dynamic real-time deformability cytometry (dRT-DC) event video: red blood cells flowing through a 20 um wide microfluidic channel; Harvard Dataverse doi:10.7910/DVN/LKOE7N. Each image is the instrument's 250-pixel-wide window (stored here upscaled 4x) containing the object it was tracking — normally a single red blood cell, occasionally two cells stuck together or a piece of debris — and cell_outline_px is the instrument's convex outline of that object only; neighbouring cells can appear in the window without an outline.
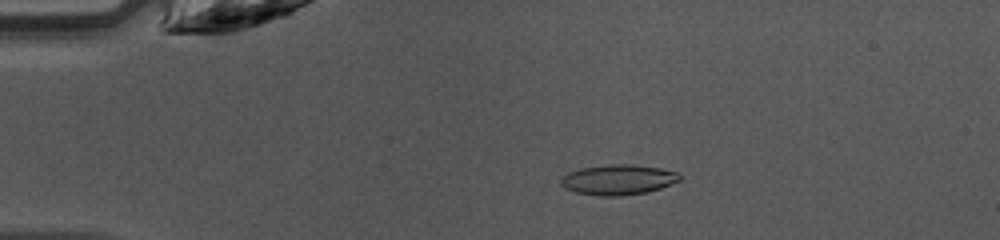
{"species": "common noctule bat (a hibernating species)", "species_latin": "Nyctalus noctula", "temperature_condition": "warm", "stored_images_in_passage": 47, "camera_frame_rate_fps": 3000, "um_per_image_px": 0.085, "animal": {"sex": "female", "body_mass_g": 10.0, "forearm_length_mm": 53.1}, "frame": {"image": 1, "passage_image": 10, "time_ms": 3.0, "image_size_px": [1000, 240], "cell_outline_px": [[684, 176], [680, 180], [660, 188], [648, 192], [620, 196], [596, 196], [576, 192], [564, 188], [560, 184], [560, 180], [568, 172], [580, 168], [608, 164], [632, 164], [660, 168], [680, 172]], "centroid_in_image_um": [52.56, 15.27], "position_along_channel_um": 32.4, "area_um2": 21.21}}
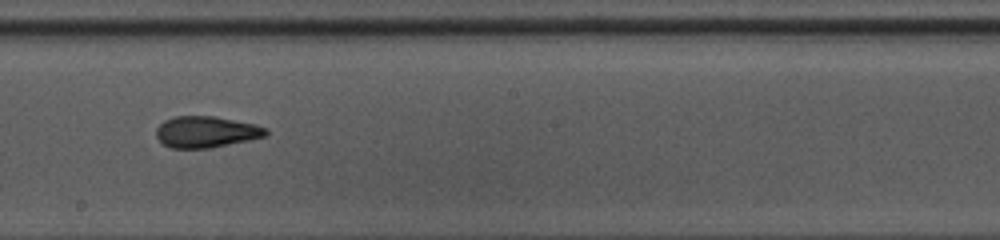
{"frame": {"image": 2, "passage_image": 27, "time_ms": 8.667, "image_size_px": [1000, 240], "cell_outline_px": [[268, 136], [208, 148], [172, 148], [164, 144], [156, 136], [156, 128], [164, 120], [176, 116], [212, 116], [256, 124], [268, 128]], "centroid_in_image_um": [17.54, 11.2], "position_along_channel_um": 230.7, "area_um2": 19.94}}
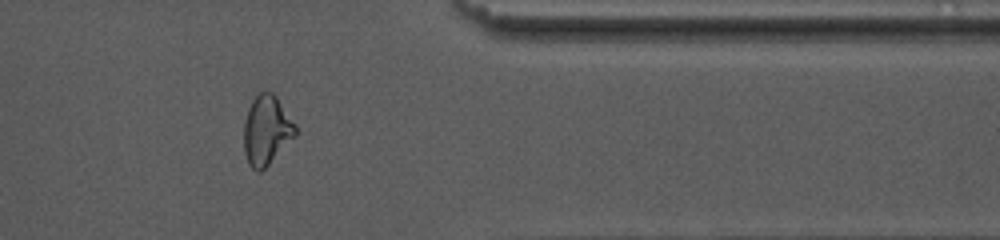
{"frame": {"image": 3, "passage_image": 39, "time_ms": 12.667, "image_size_px": [1000, 240], "cell_outline_px": [[296, 136], [260, 172], [256, 172], [248, 164], [244, 152], [244, 120], [248, 108], [252, 100], [260, 92], [272, 92], [276, 96], [296, 124]], "centroid_in_image_um": [22.65, 11.07], "position_along_channel_um": 388.8, "area_um2": 20.87}, "authors_computed_cell_mechanics": {"area_um2": 20.3456, "velocity_mm_per_s": 4.2544, "shape_relaxation_time_tau1_ms": 8.7494, "shape_relaxation_time_tau2_ms": 1.6246, "deformation_change_tau1": 0.2257, "deformation_change_tau2": 0.0871}}